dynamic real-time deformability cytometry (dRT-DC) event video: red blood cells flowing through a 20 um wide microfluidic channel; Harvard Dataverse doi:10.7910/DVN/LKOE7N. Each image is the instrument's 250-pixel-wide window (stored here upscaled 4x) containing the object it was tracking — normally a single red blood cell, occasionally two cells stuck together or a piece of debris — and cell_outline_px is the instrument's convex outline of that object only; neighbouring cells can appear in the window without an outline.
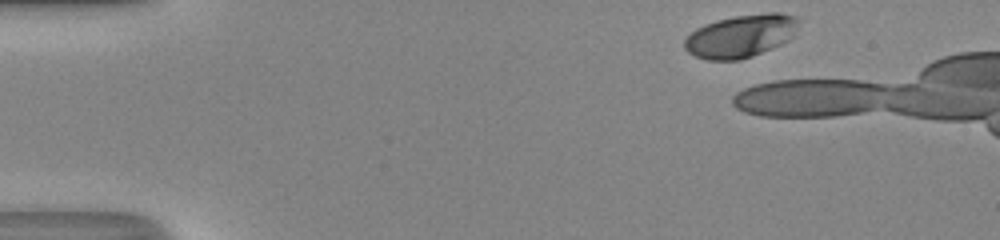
{"species": "human", "species_latin": "Homo sapiens", "temperature_condition": "room temperature", "stored_images_in_passage": 10, "camera_frame_rate_fps": 3000, "um_per_image_px": 0.085, "donor": {"sex": "male"}, "frame": {"image": 1, "passage_image": 1, "time_ms": 0.0, "image_size_px": [1000, 240], "cell_outline_px": [[796, 20], [788, 40], [772, 48], [752, 56], [740, 60], [708, 60], [696, 56], [688, 52], [684, 48], [684, 40], [696, 28], [704, 24], [716, 20], [736, 16], [768, 12], [780, 12], [796, 16]], "centroid_in_image_um": [62.89, 3.06], "position_along_channel_um": 22.1, "area_um2": 27.98}}